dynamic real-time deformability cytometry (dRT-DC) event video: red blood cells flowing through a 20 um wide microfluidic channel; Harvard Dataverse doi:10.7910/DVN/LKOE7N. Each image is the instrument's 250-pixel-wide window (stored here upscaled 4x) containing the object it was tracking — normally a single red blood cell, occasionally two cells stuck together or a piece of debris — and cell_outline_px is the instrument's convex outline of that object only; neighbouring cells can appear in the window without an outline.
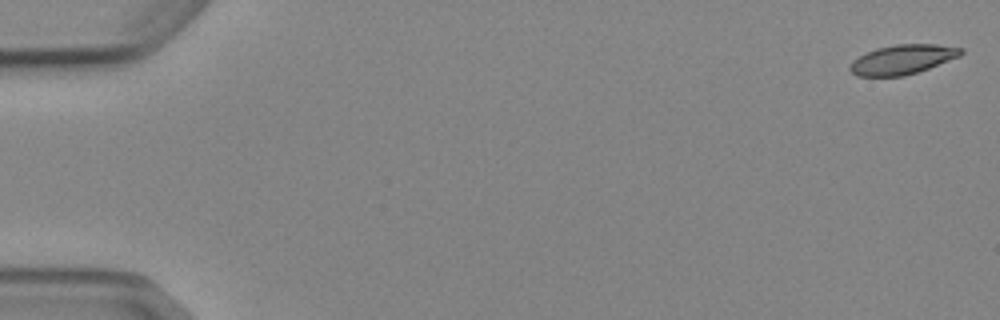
{"species": "Egyptian fruit bat (a non-hibernating species)", "species_latin": "Rousettus aegyptiacus", "temperature_condition": "cold", "stored_images_in_passage": 9, "camera_frame_rate_fps": 3000, "um_per_image_px": 0.085, "animal": {"sex": "female"}, "frame": {"image": 1, "passage_image": 1, "time_ms": 0.0, "image_size_px": [1000, 320], "cell_outline_px": [[964, 52], [960, 56], [928, 68], [904, 76], [856, 76], [848, 68], [852, 60], [876, 48], [896, 44], [936, 44], [964, 48]], "centroid_in_image_um": [76.71, 5.05], "position_along_channel_um": 8.3, "area_um2": 19.02}}
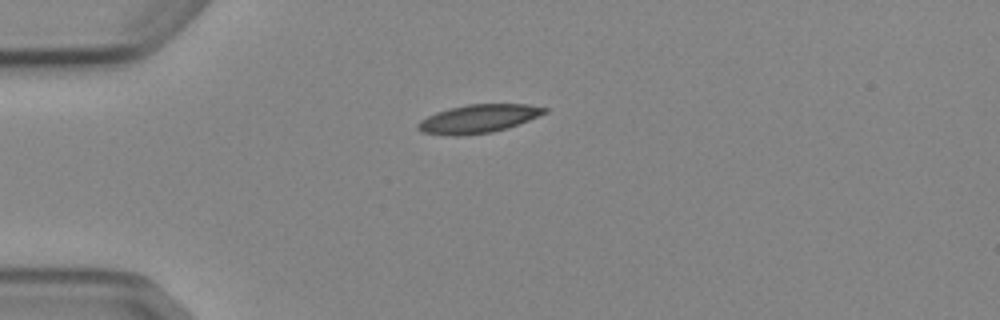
{"frame": {"image": 2, "passage_image": 4, "time_ms": 4.333, "image_size_px": [1000, 320], "cell_outline_px": [[548, 112], [508, 128], [492, 132], [460, 136], [456, 136], [420, 132], [416, 128], [416, 124], [420, 120], [436, 112], [448, 108], [468, 104], [528, 104], [548, 108]], "centroid_in_image_um": [40.64, 10.09], "position_along_channel_um": 44.4, "area_um2": 21.04}}
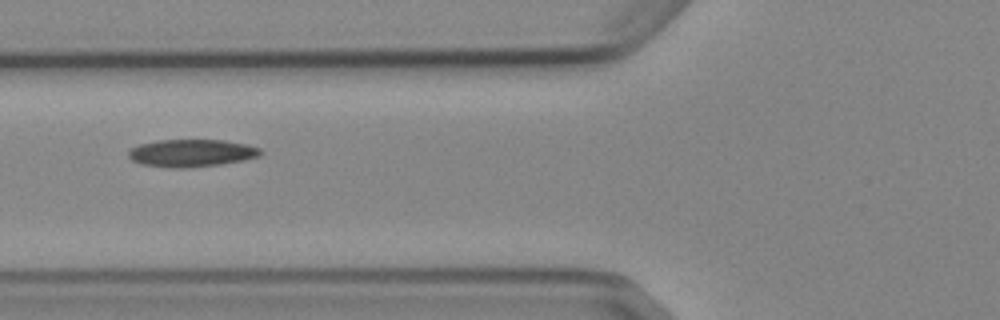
{"frame": {"image": 3, "passage_image": 6, "time_ms": 6.667, "image_size_px": [1000, 320], "cell_outline_px": [[264, 152], [260, 156], [244, 160], [220, 164], [184, 168], [172, 168], [144, 164], [132, 160], [128, 156], [128, 152], [132, 148], [140, 144], [156, 140], [224, 140], [248, 144], [260, 148]], "centroid_in_image_um": [16.32, 13.0], "position_along_channel_um": 109.5, "area_um2": 21.15}}